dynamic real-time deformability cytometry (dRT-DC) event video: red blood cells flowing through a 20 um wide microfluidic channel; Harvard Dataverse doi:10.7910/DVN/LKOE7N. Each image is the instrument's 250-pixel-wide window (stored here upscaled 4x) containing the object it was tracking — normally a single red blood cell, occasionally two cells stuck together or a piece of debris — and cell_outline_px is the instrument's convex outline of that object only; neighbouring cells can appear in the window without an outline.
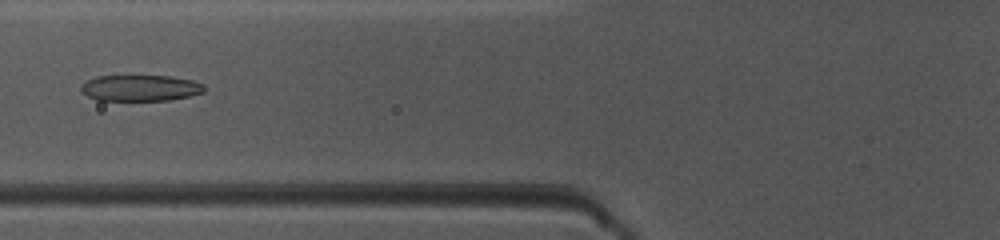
{"species": "common noctule bat (a hibernating species)", "species_latin": "Nyctalus noctula", "temperature_condition": "warm", "stored_images_in_passage": 49, "camera_frame_rate_fps": 3000, "um_per_image_px": 0.085, "animal": {"sex": "female", "body_mass_g": 10.0, "forearm_length_mm": 53.1}, "frame": {"image": 1, "passage_image": 20, "time_ms": 6.333, "image_size_px": [1000, 240], "cell_outline_px": [[204, 92], [192, 96], [168, 100], [96, 100], [88, 96], [80, 88], [88, 80], [96, 76], [168, 76], [192, 80], [204, 84]], "centroid_in_image_um": [11.97, 7.48], "position_along_channel_um": 113.8, "area_um2": 18.61}}
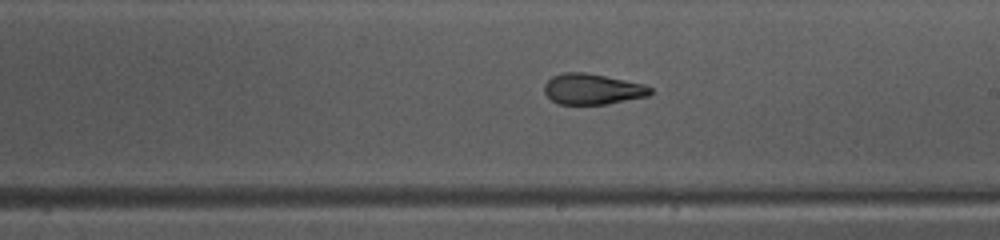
{"frame": {"image": 2, "passage_image": 29, "time_ms": 9.333, "image_size_px": [1000, 240], "cell_outline_px": [[652, 92], [648, 96], [608, 104], [556, 104], [544, 92], [544, 84], [552, 76], [564, 72], [584, 72], [644, 84], [652, 88]], "centroid_in_image_um": [50.34, 7.58], "position_along_channel_um": 238.7, "area_um2": 18.96}}
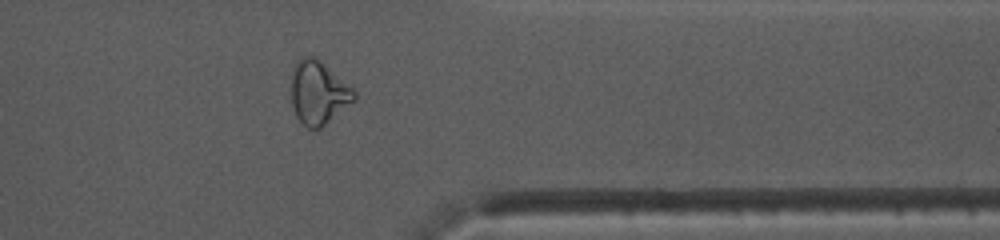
{"frame": {"image": 3, "passage_image": 40, "time_ms": 13.0, "image_size_px": [1000, 240], "cell_outline_px": [[356, 100], [320, 128], [308, 128], [296, 116], [292, 104], [292, 68], [300, 56], [316, 56], [352, 88], [356, 92]], "centroid_in_image_um": [27.06, 7.85], "position_along_channel_um": 384.3, "area_um2": 23.12}, "authors_computed_cell_mechanics": {"area_um2": 21.2126, "velocity_mm_per_s": 4.1444, "shape_relaxation_time_tau1_ms": 3.5099, "shape_relaxation_time_tau2_ms": 1.5834, "deformation_change_tau1": 0.1637, "deformation_change_tau2": 0.0989}}